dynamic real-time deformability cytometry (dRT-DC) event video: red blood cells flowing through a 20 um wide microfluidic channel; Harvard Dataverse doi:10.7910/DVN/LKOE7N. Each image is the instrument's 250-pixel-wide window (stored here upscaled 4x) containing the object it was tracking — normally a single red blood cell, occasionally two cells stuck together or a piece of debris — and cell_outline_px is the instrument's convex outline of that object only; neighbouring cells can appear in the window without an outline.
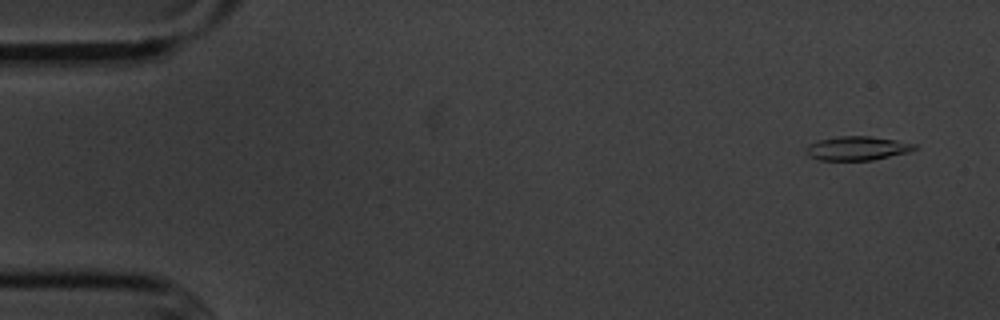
{"species": "common noctule bat (a hibernating species)", "species_latin": "Nyctalus noctula", "temperature_condition": "cold", "stored_images_in_passage": 55, "camera_frame_rate_fps": 3000, "um_per_image_px": 0.085, "animal": {"sex": "male", "body_mass_g": 20.1, "forearm_length_mm": 53.5}, "frame": {"image": 1, "passage_image": 3, "time_ms": 0.667, "image_size_px": [1000, 320], "cell_outline_px": [[916, 148], [908, 152], [872, 160], [820, 160], [808, 156], [808, 144], [820, 140], [840, 136], [868, 136], [896, 140], [916, 144]], "centroid_in_image_um": [72.87, 12.6], "position_along_channel_um": 12.1, "area_um2": 14.85}}
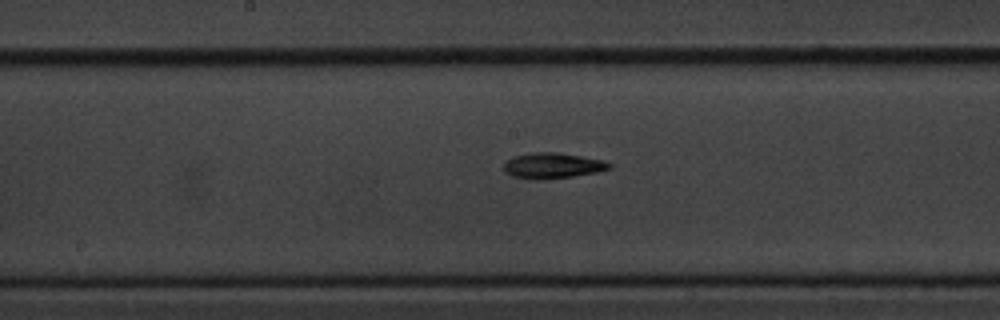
{"frame": {"image": 2, "passage_image": 28, "time_ms": 9.0, "image_size_px": [1000, 320], "cell_outline_px": [[612, 168], [596, 172], [572, 176], [512, 176], [504, 172], [504, 164], [512, 156], [532, 152], [556, 152], [604, 160], [612, 164]], "centroid_in_image_um": [47.01, 14.01], "position_along_channel_um": 201.2, "area_um2": 14.85}}
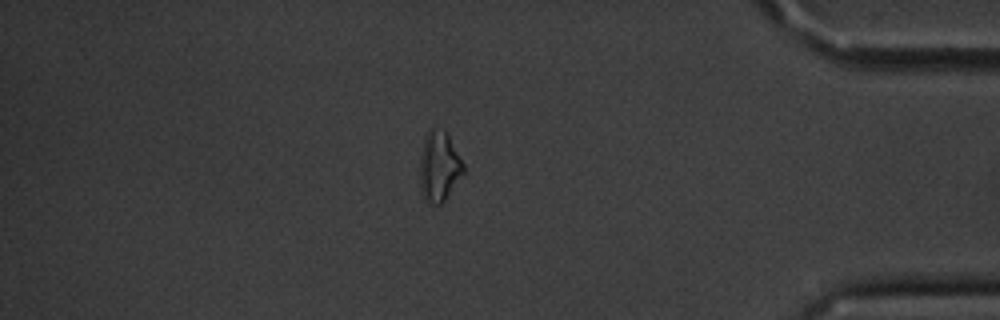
{"frame": {"image": 3, "passage_image": 47, "time_ms": 15.333, "image_size_px": [1000, 320], "cell_outline_px": [[464, 172], [444, 200], [440, 204], [428, 204], [424, 200], [420, 192], [420, 156], [424, 140], [428, 128], [432, 124], [444, 128], [448, 132], [464, 164]], "centroid_in_image_um": [37.31, 14.07], "position_along_channel_um": 397.9, "area_um2": 18.32}, "authors_computed_cell_mechanics": {"area_um2": 15.1436, "velocity_mm_per_s": 3.6253, "shape_relaxation_time_tau1_ms": 2.4171, "shape_relaxation_time_tau2_ms": null, "deformation_change_tau1": 0.1202, "deformation_change_tau2": null}}